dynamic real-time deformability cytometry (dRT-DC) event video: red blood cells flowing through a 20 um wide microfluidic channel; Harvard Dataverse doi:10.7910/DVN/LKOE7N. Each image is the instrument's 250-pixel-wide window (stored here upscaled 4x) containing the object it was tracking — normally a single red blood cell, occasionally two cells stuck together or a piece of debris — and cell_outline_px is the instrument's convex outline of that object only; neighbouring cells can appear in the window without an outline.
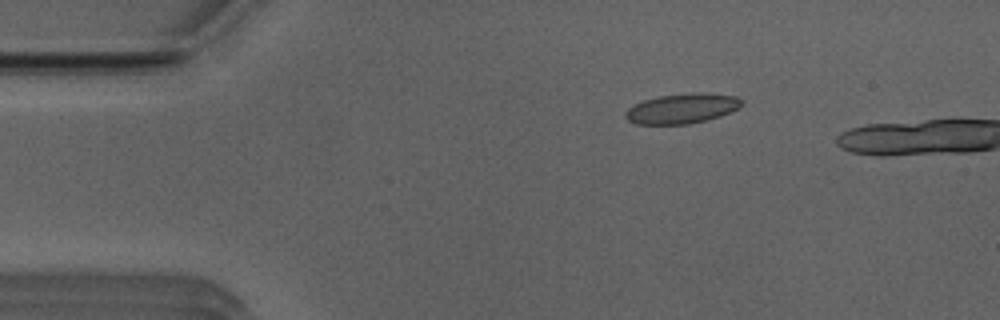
{"species": "Egyptian fruit bat (a non-hibernating species)", "species_latin": "Rousettus aegyptiacus", "temperature_condition": "room temperature", "stored_images_in_passage": 5, "camera_frame_rate_fps": 3000, "um_per_image_px": 0.085, "animal": {"sex": "male"}, "frame": {"image": 1, "passage_image": 3, "time_ms": 0.667, "image_size_px": [1000, 320], "cell_outline_px": [[744, 104], [720, 116], [708, 120], [688, 124], [636, 124], [628, 120], [624, 116], [624, 112], [628, 108], [644, 100], [660, 96], [692, 92], [704, 92], [736, 96], [744, 100]], "centroid_in_image_um": [57.99, 9.22], "position_along_channel_um": 27.0, "area_um2": 20.35}}